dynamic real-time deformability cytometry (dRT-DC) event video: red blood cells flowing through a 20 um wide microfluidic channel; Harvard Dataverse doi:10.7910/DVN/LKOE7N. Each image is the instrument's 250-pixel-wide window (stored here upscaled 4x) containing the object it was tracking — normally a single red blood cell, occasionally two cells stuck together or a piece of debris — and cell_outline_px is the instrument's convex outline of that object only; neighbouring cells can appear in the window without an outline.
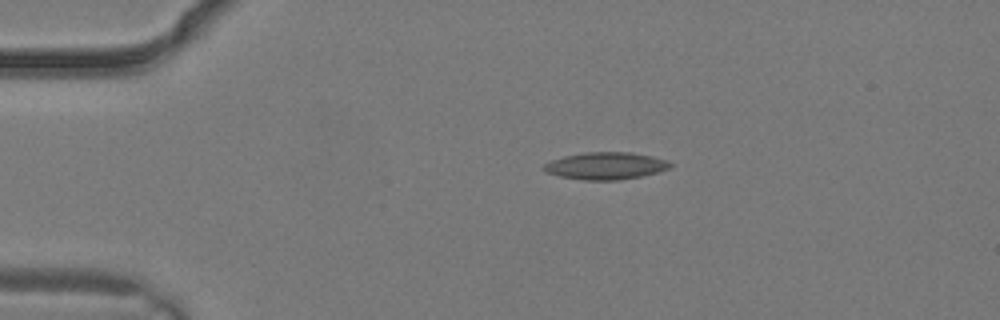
{"species": "common noctule bat (a hibernating species)", "species_latin": "Nyctalus noctula", "temperature_condition": "warm", "stored_images_in_passage": 2, "camera_frame_rate_fps": 3000, "um_per_image_px": 0.085, "animal": {"sex": "male", "body_mass_g": 19.2, "forearm_length_mm": 51.8}, "frame": {"image": 1, "passage_image": 2, "time_ms": 0.333, "image_size_px": [1000, 320], "cell_outline_px": [[672, 164], [668, 168], [660, 172], [620, 180], [584, 180], [560, 176], [544, 172], [540, 168], [544, 164], [552, 160], [564, 156], [584, 152], [628, 152], [652, 156], [668, 160]], "centroid_in_image_um": [51.46, 14.09], "position_along_channel_um": 33.5, "area_um2": 20.11}}